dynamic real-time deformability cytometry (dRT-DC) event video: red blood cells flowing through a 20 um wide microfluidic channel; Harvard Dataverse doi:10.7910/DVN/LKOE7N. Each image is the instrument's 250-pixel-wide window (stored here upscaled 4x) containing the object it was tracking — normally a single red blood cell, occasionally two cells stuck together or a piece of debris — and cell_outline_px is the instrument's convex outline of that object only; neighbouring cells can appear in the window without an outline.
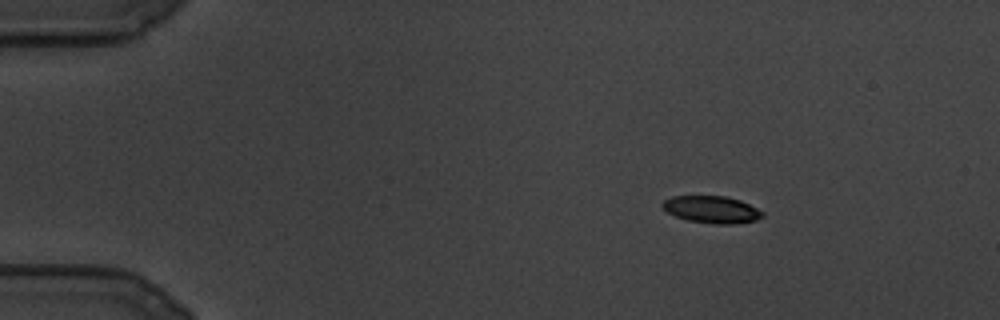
{"species": "common noctule bat (a hibernating species)", "species_latin": "Nyctalus noctula", "temperature_condition": "cold", "stored_images_in_passage": 28, "camera_frame_rate_fps": 3000, "um_per_image_px": 0.085, "animal": {"sex": "male", "body_mass_g": 19.5, "forearm_length_mm": 54.6}, "frame": {"image": 1, "passage_image": 1, "time_ms": 0.0, "image_size_px": [1000, 320], "cell_outline_px": [[764, 216], [756, 220], [732, 224], [712, 224], [688, 220], [676, 216], [668, 212], [660, 204], [664, 200], [672, 196], [724, 196], [740, 200], [764, 212]], "centroid_in_image_um": [60.49, 17.81], "position_along_channel_um": 24.5, "area_um2": 15.72}}
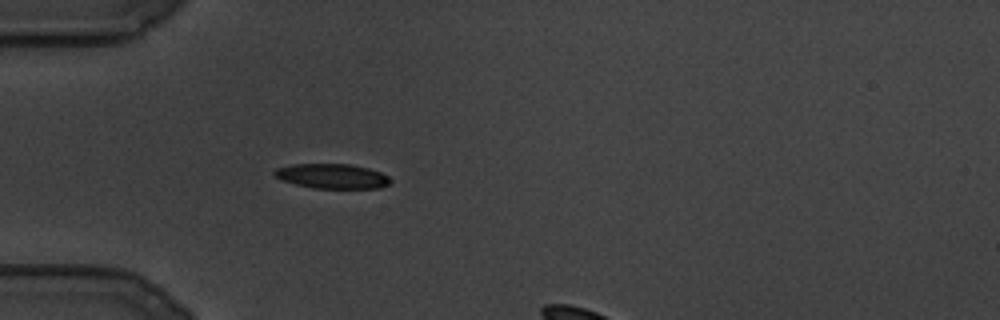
{"frame": {"image": 2, "passage_image": 19, "time_ms": 6.0, "image_size_px": [1000, 320], "cell_outline_px": [[392, 180], [388, 184], [380, 188], [312, 188], [280, 180], [272, 172], [276, 168], [292, 164], [348, 164], [368, 168], [380, 172], [388, 176]], "centroid_in_image_um": [28.21, 14.97], "position_along_channel_um": 56.8, "area_um2": 16.7}}
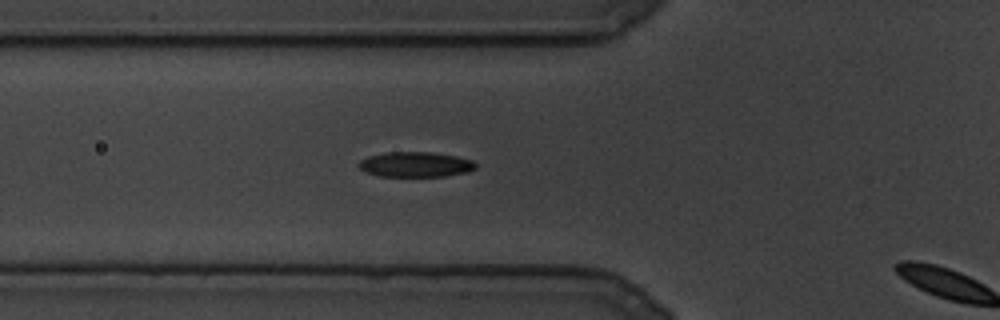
{"frame": {"image": 3, "passage_image": 26, "time_ms": 8.333, "image_size_px": [1000, 320], "cell_outline_px": [[476, 168], [468, 172], [444, 176], [380, 176], [364, 172], [356, 164], [360, 160], [368, 156], [388, 152], [432, 152], [456, 156], [472, 160], [476, 164]], "centroid_in_image_um": [35.3, 13.98], "position_along_channel_um": 90.5, "area_um2": 17.17}}